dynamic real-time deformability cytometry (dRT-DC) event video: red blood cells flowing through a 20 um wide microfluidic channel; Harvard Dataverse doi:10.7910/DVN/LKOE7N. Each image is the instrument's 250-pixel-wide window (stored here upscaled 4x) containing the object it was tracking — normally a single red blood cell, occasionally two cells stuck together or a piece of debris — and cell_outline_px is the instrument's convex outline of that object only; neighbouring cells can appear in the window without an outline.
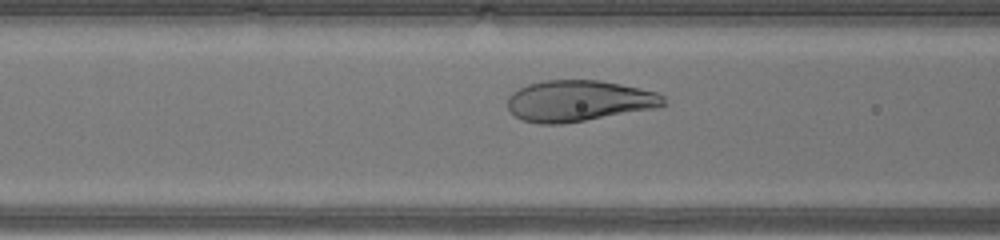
{"species": "human", "species_latin": "Homo sapiens", "temperature_condition": "warm", "stored_images_in_passage": 32, "camera_frame_rate_fps": 3000, "um_per_image_px": 0.085, "donor": {"sex": "male"}, "frame": {"image": 1, "passage_image": 13, "time_ms": 4.0, "image_size_px": [1000, 240], "cell_outline_px": [[668, 104], [660, 108], [564, 124], [540, 124], [524, 120], [516, 116], [508, 108], [508, 96], [512, 92], [528, 84], [544, 80], [600, 80], [640, 88], [656, 92], [664, 96]], "centroid_in_image_um": [49.26, 8.58], "position_along_channel_um": 117.3, "area_um2": 37.74}}
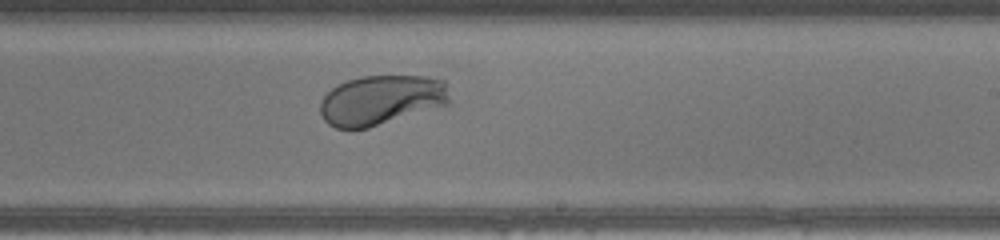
{"frame": {"image": 2, "passage_image": 22, "time_ms": 7.0, "image_size_px": [1000, 240], "cell_outline_px": [[448, 104], [368, 128], [336, 128], [328, 124], [324, 120], [320, 112], [320, 100], [332, 88], [348, 80], [360, 76], [428, 76], [444, 80], [448, 96]], "centroid_in_image_um": [32.37, 8.5], "position_along_channel_um": 256.6, "area_um2": 37.28}}
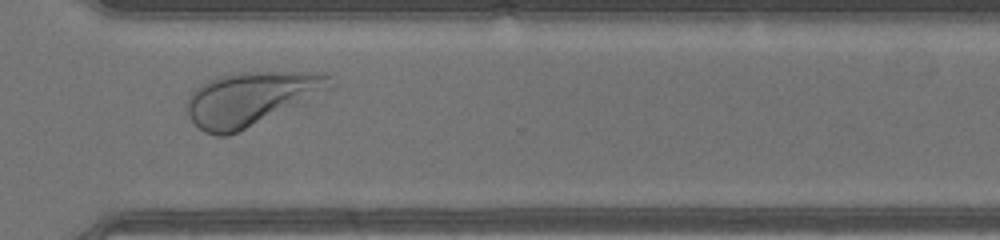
{"frame": {"image": 3, "passage_image": 28, "time_ms": 9.0, "image_size_px": [1000, 240], "cell_outline_px": [[336, 84], [332, 88], [228, 136], [216, 136], [204, 132], [188, 116], [184, 104], [188, 96], [200, 84], [208, 80], [236, 72], [324, 72], [332, 76]], "centroid_in_image_um": [21.3, 8.35], "position_along_channel_um": 349.3, "area_um2": 44.39}}